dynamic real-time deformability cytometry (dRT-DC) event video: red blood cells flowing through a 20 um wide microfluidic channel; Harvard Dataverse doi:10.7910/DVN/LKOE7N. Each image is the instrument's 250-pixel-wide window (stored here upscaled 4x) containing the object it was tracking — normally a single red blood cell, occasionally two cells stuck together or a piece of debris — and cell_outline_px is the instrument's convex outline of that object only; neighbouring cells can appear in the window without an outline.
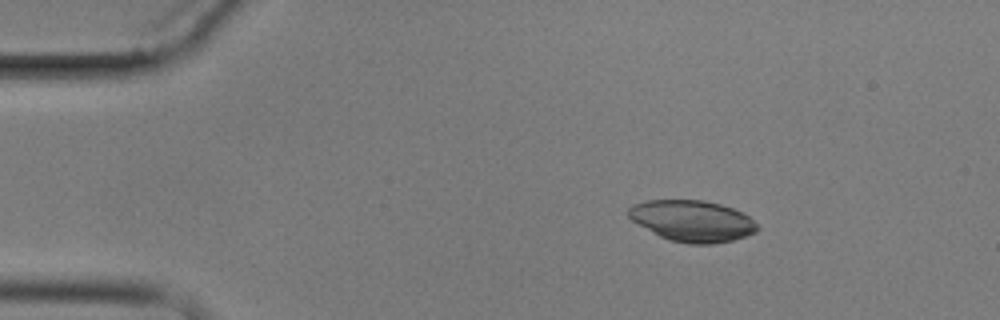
{"species": "common noctule bat (a hibernating species)", "species_latin": "Nyctalus noctula", "temperature_condition": "cold", "stored_images_in_passage": 4, "camera_frame_rate_fps": 3000, "um_per_image_px": 0.085, "animal": {"sex": "male", "body_mass_g": 17.9}, "frame": {"image": 1, "passage_image": 2, "time_ms": 1.0, "image_size_px": [1000, 320], "cell_outline_px": [[760, 228], [756, 232], [732, 240], [712, 244], [688, 244], [668, 240], [660, 236], [632, 220], [628, 216], [628, 208], [632, 204], [648, 200], [704, 200], [720, 204], [744, 212]], "centroid_in_image_um": [58.85, 18.77], "position_along_channel_um": 26.2, "area_um2": 30.92}}